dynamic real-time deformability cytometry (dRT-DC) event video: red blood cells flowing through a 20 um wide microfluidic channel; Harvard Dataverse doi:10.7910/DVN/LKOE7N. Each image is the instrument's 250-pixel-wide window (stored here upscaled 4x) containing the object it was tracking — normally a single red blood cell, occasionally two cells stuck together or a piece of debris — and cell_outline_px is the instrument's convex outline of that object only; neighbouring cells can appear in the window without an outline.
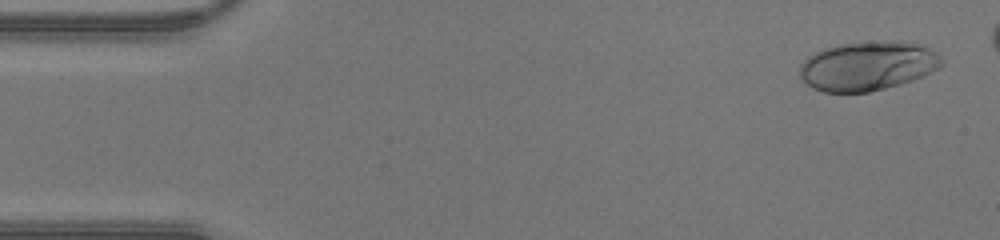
{"species": "human", "species_latin": "Homo sapiens", "temperature_condition": "warm", "stored_images_in_passage": 41, "camera_frame_rate_fps": 3000, "um_per_image_px": 0.085, "donor": {"sex": "male"}, "frame": {"image": 1, "passage_image": 2, "time_ms": 0.333, "image_size_px": [1000, 240], "cell_outline_px": [[944, 64], [940, 68], [912, 80], [900, 84], [868, 92], [824, 92], [812, 88], [800, 76], [800, 64], [808, 56], [824, 48], [840, 44], [916, 44], [928, 48], [936, 52], [944, 60]], "centroid_in_image_um": [73.72, 5.66], "position_along_channel_um": 11.3, "area_um2": 39.42}}
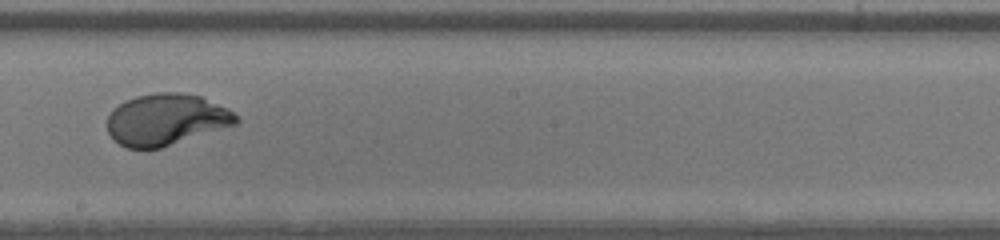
{"frame": {"image": 2, "passage_image": 25, "time_ms": 8.0, "image_size_px": [1000, 240], "cell_outline_px": [[240, 120], [236, 124], [160, 148], [128, 148], [120, 144], [108, 132], [108, 116], [112, 108], [124, 100], [136, 96], [156, 92], [180, 92], [200, 96], [228, 108]], "centroid_in_image_um": [14.1, 10.14], "position_along_channel_um": 234.1, "area_um2": 38.44}}
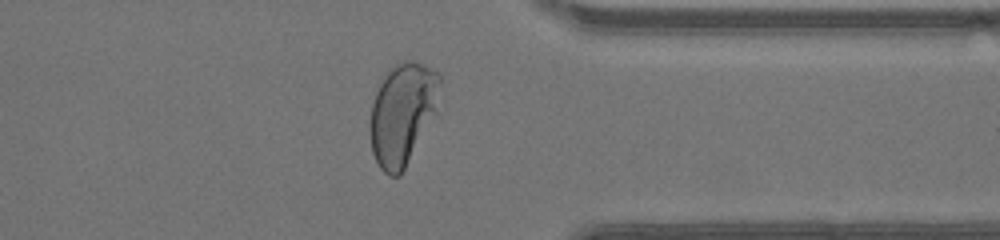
{"frame": {"image": 3, "passage_image": 35, "time_ms": 11.333, "image_size_px": [1000, 240], "cell_outline_px": [[440, 80], [436, 112], [400, 176], [388, 176], [380, 168], [372, 152], [368, 132], [368, 128], [372, 104], [380, 80], [388, 68], [396, 64], [408, 60], [412, 60], [436, 72], [440, 76]], "centroid_in_image_um": [34.16, 9.67], "position_along_channel_um": 377.2, "area_um2": 41.33}}